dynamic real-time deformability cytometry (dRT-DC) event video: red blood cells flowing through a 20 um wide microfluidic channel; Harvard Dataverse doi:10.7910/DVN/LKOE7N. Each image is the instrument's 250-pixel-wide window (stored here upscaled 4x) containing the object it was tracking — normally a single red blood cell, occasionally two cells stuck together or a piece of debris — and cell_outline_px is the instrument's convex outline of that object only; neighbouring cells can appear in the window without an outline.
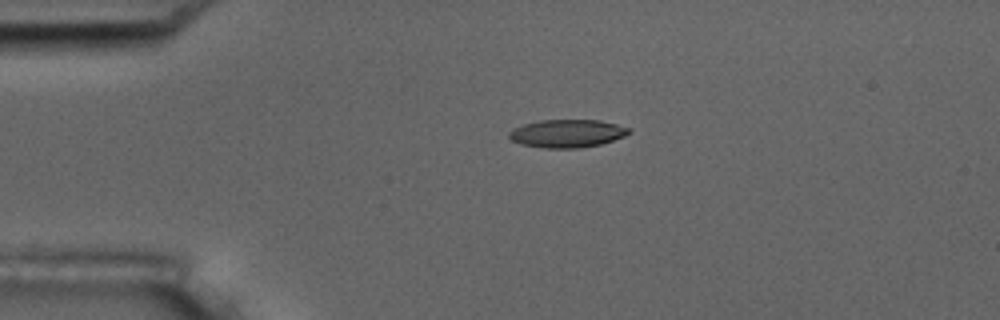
{"species": "common noctule bat (a hibernating species)", "species_latin": "Nyctalus noctula", "temperature_condition": "room temperature", "stored_images_in_passage": 5, "camera_frame_rate_fps": 3000, "um_per_image_px": 0.085, "animal": {"sex": "male", "body_mass_g": 17.5, "forearm_length_mm": 52.3}, "frame": {"image": 1, "passage_image": 4, "time_ms": 3.667, "image_size_px": [1000, 320], "cell_outline_px": [[632, 132], [624, 136], [600, 144], [580, 148], [544, 148], [520, 144], [512, 140], [508, 136], [508, 132], [512, 128], [524, 124], [540, 120], [600, 120], [632, 128]], "centroid_in_image_um": [48.2, 11.34], "position_along_channel_um": 36.8, "area_um2": 19.65}}